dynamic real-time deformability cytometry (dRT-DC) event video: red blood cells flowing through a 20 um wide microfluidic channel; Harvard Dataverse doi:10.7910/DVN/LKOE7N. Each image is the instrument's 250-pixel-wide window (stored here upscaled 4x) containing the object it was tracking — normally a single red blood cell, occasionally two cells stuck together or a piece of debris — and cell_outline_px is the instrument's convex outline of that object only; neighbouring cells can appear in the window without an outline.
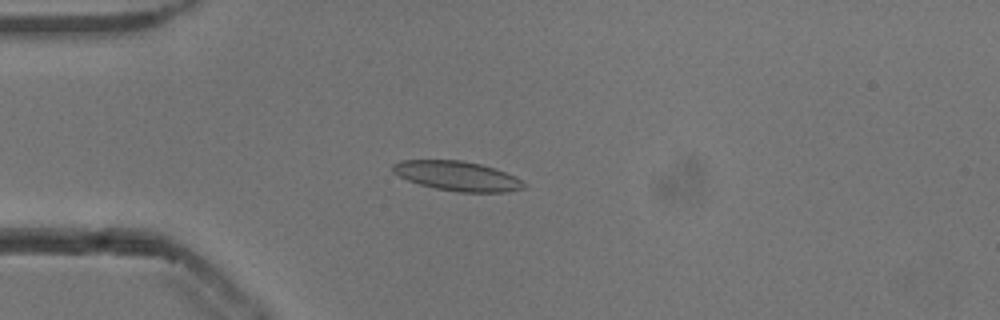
{"species": "common noctule bat (a hibernating species)", "species_latin": "Nyctalus noctula", "temperature_condition": "cold", "stored_images_in_passage": 53, "camera_frame_rate_fps": 3000, "um_per_image_px": 0.085, "animal": {"sex": "male", "body_mass_g": 13.3}, "frame": {"image": 1, "passage_image": 14, "time_ms": 4.333, "image_size_px": [1000, 320], "cell_outline_px": [[528, 184], [524, 188], [508, 192], [460, 192], [436, 188], [420, 184], [408, 180], [392, 172], [392, 164], [400, 160], [460, 160], [480, 164], [504, 172]], "centroid_in_image_um": [38.85, 14.96], "position_along_channel_um": 46.2, "area_um2": 22.37}}
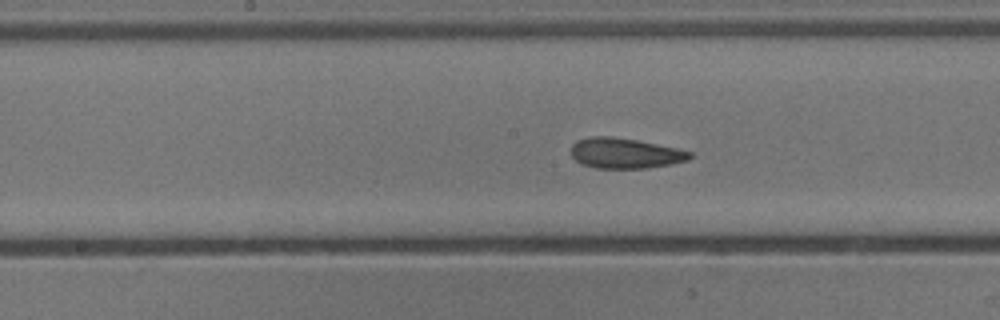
{"frame": {"image": 2, "passage_image": 27, "time_ms": 8.667, "image_size_px": [1000, 320], "cell_outline_px": [[692, 156], [688, 160], [668, 164], [644, 168], [596, 168], [584, 164], [576, 160], [572, 156], [572, 144], [576, 140], [592, 136], [608, 136], [636, 140], [676, 148], [692, 152]], "centroid_in_image_um": [53.11, 13.02], "position_along_channel_um": 195.1, "area_um2": 20.69}}
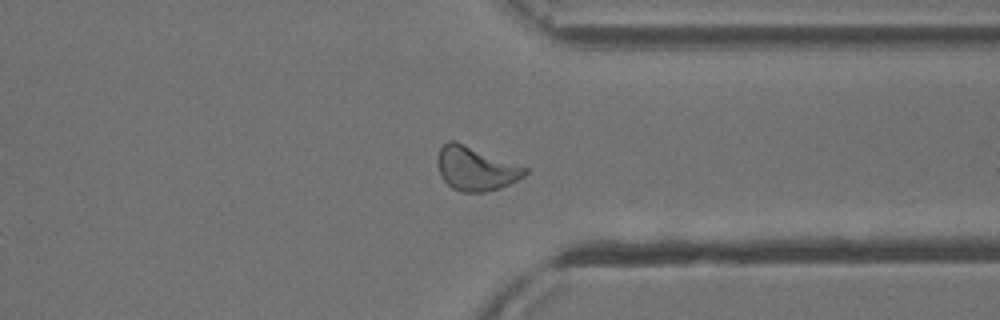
{"frame": {"image": 3, "passage_image": 41, "time_ms": 13.333, "image_size_px": [1000, 320], "cell_outline_px": [[528, 172], [524, 176], [500, 188], [484, 192], [460, 192], [452, 188], [440, 176], [436, 164], [436, 156], [440, 148], [448, 140], [452, 140], [464, 144], [528, 168]], "centroid_in_image_um": [40.39, 14.33], "position_along_channel_um": 371.0, "area_um2": 22.31}, "authors_computed_cell_mechanics": {"area_um2": 22.0218, "velocity_mm_per_s": 3.8234, "shape_relaxation_time_tau1_ms": 5.1894, "shape_relaxation_time_tau2_ms": 1.8464, "deformation_change_tau1": 0.1054, "deformation_change_tau2": 0.0754}}